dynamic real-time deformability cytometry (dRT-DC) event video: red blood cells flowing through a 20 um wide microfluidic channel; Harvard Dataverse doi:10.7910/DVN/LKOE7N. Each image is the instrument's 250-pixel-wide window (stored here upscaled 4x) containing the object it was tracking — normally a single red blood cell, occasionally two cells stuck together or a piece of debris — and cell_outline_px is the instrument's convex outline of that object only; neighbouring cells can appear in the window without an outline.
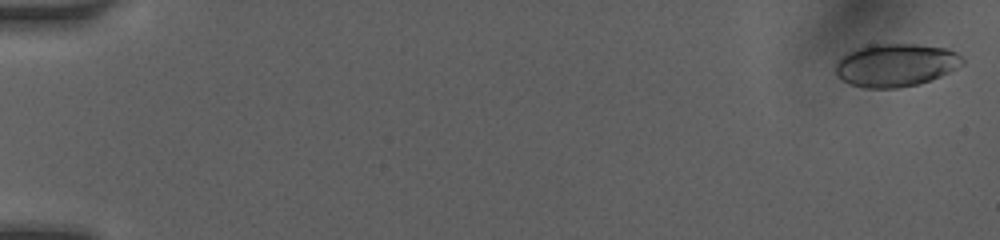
{"species": "human", "species_latin": "Homo sapiens", "temperature_condition": "room temperature", "stored_images_in_passage": 14, "camera_frame_rate_fps": 3000, "um_per_image_px": 0.085, "donor": {"sex": "female"}, "frame": {"image": 1, "passage_image": 1, "time_ms": 0.0, "image_size_px": [1000, 240], "cell_outline_px": [[964, 64], [940, 76], [920, 84], [896, 88], [864, 88], [848, 84], [836, 76], [836, 64], [848, 52], [868, 44], [916, 44], [948, 48], [964, 56]], "centroid_in_image_um": [76.16, 5.53], "position_along_channel_um": 8.8, "area_um2": 31.96}}
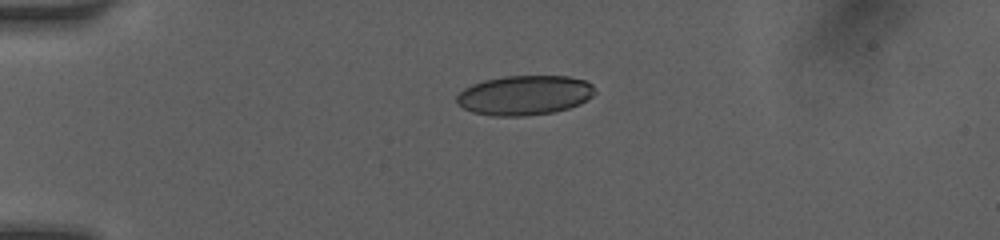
{"frame": {"image": 2, "passage_image": 9, "time_ms": 4.0, "image_size_px": [1000, 240], "cell_outline_px": [[596, 92], [592, 96], [580, 104], [568, 108], [552, 112], [524, 116], [492, 116], [472, 112], [456, 104], [456, 96], [464, 88], [472, 84], [484, 80], [504, 76], [568, 76], [584, 80], [592, 84], [596, 88]], "centroid_in_image_um": [44.58, 8.09], "position_along_channel_um": 40.4, "area_um2": 32.08}}
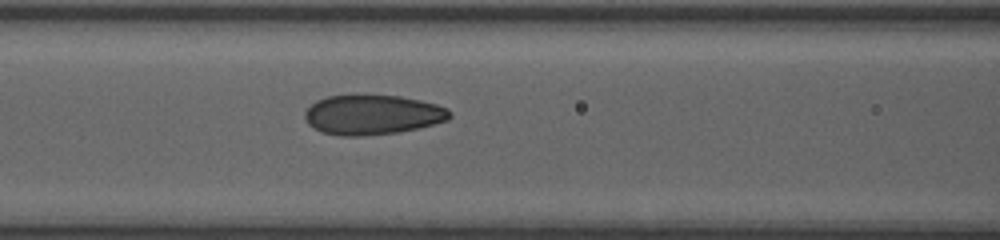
{"frame": {"image": 3, "passage_image": 14, "time_ms": 7.333, "image_size_px": [1000, 240], "cell_outline_px": [[452, 116], [448, 120], [416, 128], [396, 132], [360, 136], [340, 136], [324, 132], [308, 124], [304, 116], [304, 112], [316, 100], [328, 96], [400, 96], [420, 100], [436, 104], [448, 108], [452, 112]], "centroid_in_image_um": [31.67, 9.75], "position_along_channel_um": 134.9, "area_um2": 33.18}}